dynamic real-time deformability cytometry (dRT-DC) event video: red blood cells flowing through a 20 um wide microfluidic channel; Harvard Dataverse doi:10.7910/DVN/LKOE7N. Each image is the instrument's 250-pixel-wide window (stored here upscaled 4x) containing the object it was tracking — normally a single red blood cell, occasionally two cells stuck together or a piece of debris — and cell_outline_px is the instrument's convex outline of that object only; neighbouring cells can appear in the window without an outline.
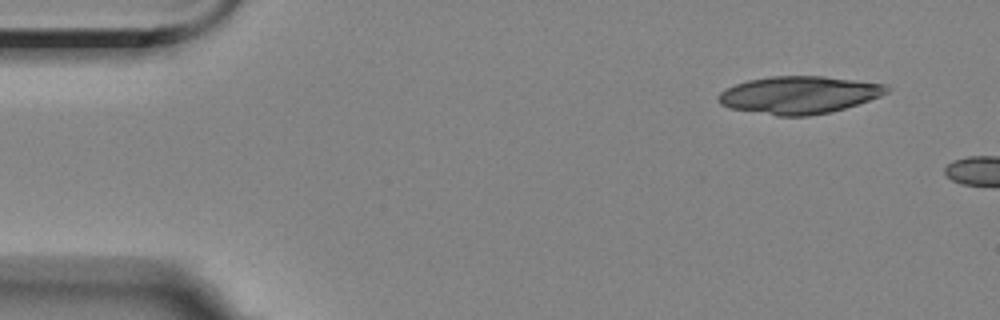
{"species": "Egyptian fruit bat (a non-hibernating species)", "species_latin": "Rousettus aegyptiacus", "temperature_condition": "room temperature", "stored_images_in_passage": 3, "camera_frame_rate_fps": 3000, "um_per_image_px": 0.085, "animal": {"sex": "female"}, "frame": {"image": 1, "passage_image": 1, "time_ms": 0.0, "image_size_px": [1000, 320], "cell_outline_px": [[892, 88], [888, 92], [880, 96], [832, 112], [808, 116], [776, 116], [728, 108], [720, 104], [716, 100], [716, 96], [720, 92], [736, 84], [748, 80], [768, 76], [824, 76], [888, 84]], "centroid_in_image_um": [67.9, 8.07], "position_along_channel_um": 17.1, "area_um2": 37.11}}